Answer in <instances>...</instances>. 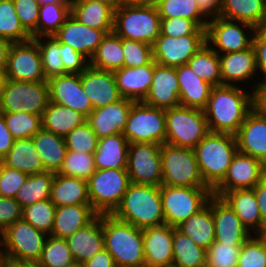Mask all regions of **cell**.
<instances>
[{
	"label": "cell",
	"mask_w": 266,
	"mask_h": 267,
	"mask_svg": "<svg viewBox=\"0 0 266 267\" xmlns=\"http://www.w3.org/2000/svg\"><path fill=\"white\" fill-rule=\"evenodd\" d=\"M73 261L66 239L48 235L38 260L40 265L42 267H65Z\"/></svg>",
	"instance_id": "cell-50"
},
{
	"label": "cell",
	"mask_w": 266,
	"mask_h": 267,
	"mask_svg": "<svg viewBox=\"0 0 266 267\" xmlns=\"http://www.w3.org/2000/svg\"><path fill=\"white\" fill-rule=\"evenodd\" d=\"M255 30L250 24L219 16L208 20L206 43L218 54L243 51L252 46Z\"/></svg>",
	"instance_id": "cell-12"
},
{
	"label": "cell",
	"mask_w": 266,
	"mask_h": 267,
	"mask_svg": "<svg viewBox=\"0 0 266 267\" xmlns=\"http://www.w3.org/2000/svg\"><path fill=\"white\" fill-rule=\"evenodd\" d=\"M174 227L164 224L143 229L146 267H172Z\"/></svg>",
	"instance_id": "cell-24"
},
{
	"label": "cell",
	"mask_w": 266,
	"mask_h": 267,
	"mask_svg": "<svg viewBox=\"0 0 266 267\" xmlns=\"http://www.w3.org/2000/svg\"><path fill=\"white\" fill-rule=\"evenodd\" d=\"M196 3L199 11L207 20L219 17L221 0H196Z\"/></svg>",
	"instance_id": "cell-64"
},
{
	"label": "cell",
	"mask_w": 266,
	"mask_h": 267,
	"mask_svg": "<svg viewBox=\"0 0 266 267\" xmlns=\"http://www.w3.org/2000/svg\"><path fill=\"white\" fill-rule=\"evenodd\" d=\"M262 78V81L260 79L251 85L253 86L251 90L254 92V107L266 114V75Z\"/></svg>",
	"instance_id": "cell-62"
},
{
	"label": "cell",
	"mask_w": 266,
	"mask_h": 267,
	"mask_svg": "<svg viewBox=\"0 0 266 267\" xmlns=\"http://www.w3.org/2000/svg\"><path fill=\"white\" fill-rule=\"evenodd\" d=\"M97 215L91 204L56 207L51 236L66 239L89 224Z\"/></svg>",
	"instance_id": "cell-31"
},
{
	"label": "cell",
	"mask_w": 266,
	"mask_h": 267,
	"mask_svg": "<svg viewBox=\"0 0 266 267\" xmlns=\"http://www.w3.org/2000/svg\"><path fill=\"white\" fill-rule=\"evenodd\" d=\"M22 218V208L14 198L0 197V230Z\"/></svg>",
	"instance_id": "cell-60"
},
{
	"label": "cell",
	"mask_w": 266,
	"mask_h": 267,
	"mask_svg": "<svg viewBox=\"0 0 266 267\" xmlns=\"http://www.w3.org/2000/svg\"><path fill=\"white\" fill-rule=\"evenodd\" d=\"M0 38L11 43L32 39L18 18L13 0H0Z\"/></svg>",
	"instance_id": "cell-44"
},
{
	"label": "cell",
	"mask_w": 266,
	"mask_h": 267,
	"mask_svg": "<svg viewBox=\"0 0 266 267\" xmlns=\"http://www.w3.org/2000/svg\"><path fill=\"white\" fill-rule=\"evenodd\" d=\"M123 67H141L153 60L152 45L122 38Z\"/></svg>",
	"instance_id": "cell-55"
},
{
	"label": "cell",
	"mask_w": 266,
	"mask_h": 267,
	"mask_svg": "<svg viewBox=\"0 0 266 267\" xmlns=\"http://www.w3.org/2000/svg\"><path fill=\"white\" fill-rule=\"evenodd\" d=\"M237 267H266V239L253 234L242 245Z\"/></svg>",
	"instance_id": "cell-52"
},
{
	"label": "cell",
	"mask_w": 266,
	"mask_h": 267,
	"mask_svg": "<svg viewBox=\"0 0 266 267\" xmlns=\"http://www.w3.org/2000/svg\"><path fill=\"white\" fill-rule=\"evenodd\" d=\"M172 267L206 266V249L198 246L191 238L174 227Z\"/></svg>",
	"instance_id": "cell-40"
},
{
	"label": "cell",
	"mask_w": 266,
	"mask_h": 267,
	"mask_svg": "<svg viewBox=\"0 0 266 267\" xmlns=\"http://www.w3.org/2000/svg\"><path fill=\"white\" fill-rule=\"evenodd\" d=\"M27 177L24 172L3 165L0 173V197L15 198Z\"/></svg>",
	"instance_id": "cell-58"
},
{
	"label": "cell",
	"mask_w": 266,
	"mask_h": 267,
	"mask_svg": "<svg viewBox=\"0 0 266 267\" xmlns=\"http://www.w3.org/2000/svg\"><path fill=\"white\" fill-rule=\"evenodd\" d=\"M165 224L178 227L203 209L213 191L209 187L160 186Z\"/></svg>",
	"instance_id": "cell-8"
},
{
	"label": "cell",
	"mask_w": 266,
	"mask_h": 267,
	"mask_svg": "<svg viewBox=\"0 0 266 267\" xmlns=\"http://www.w3.org/2000/svg\"><path fill=\"white\" fill-rule=\"evenodd\" d=\"M104 247L116 267H144L143 229L103 214Z\"/></svg>",
	"instance_id": "cell-3"
},
{
	"label": "cell",
	"mask_w": 266,
	"mask_h": 267,
	"mask_svg": "<svg viewBox=\"0 0 266 267\" xmlns=\"http://www.w3.org/2000/svg\"><path fill=\"white\" fill-rule=\"evenodd\" d=\"M194 151L201 176L213 191L225 178L238 151L235 135L209 132Z\"/></svg>",
	"instance_id": "cell-4"
},
{
	"label": "cell",
	"mask_w": 266,
	"mask_h": 267,
	"mask_svg": "<svg viewBox=\"0 0 266 267\" xmlns=\"http://www.w3.org/2000/svg\"><path fill=\"white\" fill-rule=\"evenodd\" d=\"M177 228L206 250L215 241L214 219L212 209L208 204Z\"/></svg>",
	"instance_id": "cell-39"
},
{
	"label": "cell",
	"mask_w": 266,
	"mask_h": 267,
	"mask_svg": "<svg viewBox=\"0 0 266 267\" xmlns=\"http://www.w3.org/2000/svg\"><path fill=\"white\" fill-rule=\"evenodd\" d=\"M123 63L122 38L114 31L106 34L89 60V65L93 68L112 72L121 69Z\"/></svg>",
	"instance_id": "cell-41"
},
{
	"label": "cell",
	"mask_w": 266,
	"mask_h": 267,
	"mask_svg": "<svg viewBox=\"0 0 266 267\" xmlns=\"http://www.w3.org/2000/svg\"><path fill=\"white\" fill-rule=\"evenodd\" d=\"M64 139L67 150L80 153H94L99 140L87 121L75 127Z\"/></svg>",
	"instance_id": "cell-54"
},
{
	"label": "cell",
	"mask_w": 266,
	"mask_h": 267,
	"mask_svg": "<svg viewBox=\"0 0 266 267\" xmlns=\"http://www.w3.org/2000/svg\"><path fill=\"white\" fill-rule=\"evenodd\" d=\"M81 83L93 110L122 99L112 71L96 69L89 65L81 72Z\"/></svg>",
	"instance_id": "cell-20"
},
{
	"label": "cell",
	"mask_w": 266,
	"mask_h": 267,
	"mask_svg": "<svg viewBox=\"0 0 266 267\" xmlns=\"http://www.w3.org/2000/svg\"><path fill=\"white\" fill-rule=\"evenodd\" d=\"M204 43L206 35H186L179 38L159 35L152 45L153 60L165 67L186 65Z\"/></svg>",
	"instance_id": "cell-16"
},
{
	"label": "cell",
	"mask_w": 266,
	"mask_h": 267,
	"mask_svg": "<svg viewBox=\"0 0 266 267\" xmlns=\"http://www.w3.org/2000/svg\"><path fill=\"white\" fill-rule=\"evenodd\" d=\"M61 60L65 74H80L89 66V60L71 46L61 43Z\"/></svg>",
	"instance_id": "cell-59"
},
{
	"label": "cell",
	"mask_w": 266,
	"mask_h": 267,
	"mask_svg": "<svg viewBox=\"0 0 266 267\" xmlns=\"http://www.w3.org/2000/svg\"><path fill=\"white\" fill-rule=\"evenodd\" d=\"M162 185L208 187L199 170L194 149L168 143L161 147Z\"/></svg>",
	"instance_id": "cell-9"
},
{
	"label": "cell",
	"mask_w": 266,
	"mask_h": 267,
	"mask_svg": "<svg viewBox=\"0 0 266 267\" xmlns=\"http://www.w3.org/2000/svg\"><path fill=\"white\" fill-rule=\"evenodd\" d=\"M2 167H3V160L2 158H0V173H1Z\"/></svg>",
	"instance_id": "cell-77"
},
{
	"label": "cell",
	"mask_w": 266,
	"mask_h": 267,
	"mask_svg": "<svg viewBox=\"0 0 266 267\" xmlns=\"http://www.w3.org/2000/svg\"><path fill=\"white\" fill-rule=\"evenodd\" d=\"M242 245L214 241L206 250V265L208 267H237Z\"/></svg>",
	"instance_id": "cell-53"
},
{
	"label": "cell",
	"mask_w": 266,
	"mask_h": 267,
	"mask_svg": "<svg viewBox=\"0 0 266 267\" xmlns=\"http://www.w3.org/2000/svg\"><path fill=\"white\" fill-rule=\"evenodd\" d=\"M142 102L165 110L180 106L179 84L175 67L154 65L152 84Z\"/></svg>",
	"instance_id": "cell-23"
},
{
	"label": "cell",
	"mask_w": 266,
	"mask_h": 267,
	"mask_svg": "<svg viewBox=\"0 0 266 267\" xmlns=\"http://www.w3.org/2000/svg\"><path fill=\"white\" fill-rule=\"evenodd\" d=\"M39 48L45 78L65 74L64 64L61 60V43L54 36H40L32 38Z\"/></svg>",
	"instance_id": "cell-45"
},
{
	"label": "cell",
	"mask_w": 266,
	"mask_h": 267,
	"mask_svg": "<svg viewBox=\"0 0 266 267\" xmlns=\"http://www.w3.org/2000/svg\"><path fill=\"white\" fill-rule=\"evenodd\" d=\"M129 142L123 133L100 138L94 152L96 169H126Z\"/></svg>",
	"instance_id": "cell-33"
},
{
	"label": "cell",
	"mask_w": 266,
	"mask_h": 267,
	"mask_svg": "<svg viewBox=\"0 0 266 267\" xmlns=\"http://www.w3.org/2000/svg\"><path fill=\"white\" fill-rule=\"evenodd\" d=\"M253 49L255 51L256 67L257 71L266 75V36L259 30L256 29L253 36Z\"/></svg>",
	"instance_id": "cell-61"
},
{
	"label": "cell",
	"mask_w": 266,
	"mask_h": 267,
	"mask_svg": "<svg viewBox=\"0 0 266 267\" xmlns=\"http://www.w3.org/2000/svg\"><path fill=\"white\" fill-rule=\"evenodd\" d=\"M106 34L103 30L79 23L70 15L53 36L90 60Z\"/></svg>",
	"instance_id": "cell-22"
},
{
	"label": "cell",
	"mask_w": 266,
	"mask_h": 267,
	"mask_svg": "<svg viewBox=\"0 0 266 267\" xmlns=\"http://www.w3.org/2000/svg\"><path fill=\"white\" fill-rule=\"evenodd\" d=\"M70 15L88 27L103 30L107 34L113 31L114 10L104 3L94 0H73Z\"/></svg>",
	"instance_id": "cell-32"
},
{
	"label": "cell",
	"mask_w": 266,
	"mask_h": 267,
	"mask_svg": "<svg viewBox=\"0 0 266 267\" xmlns=\"http://www.w3.org/2000/svg\"><path fill=\"white\" fill-rule=\"evenodd\" d=\"M4 259V254H3V240H2V231L0 230V263Z\"/></svg>",
	"instance_id": "cell-73"
},
{
	"label": "cell",
	"mask_w": 266,
	"mask_h": 267,
	"mask_svg": "<svg viewBox=\"0 0 266 267\" xmlns=\"http://www.w3.org/2000/svg\"><path fill=\"white\" fill-rule=\"evenodd\" d=\"M112 215L140 229L164 225L160 187L130 183Z\"/></svg>",
	"instance_id": "cell-2"
},
{
	"label": "cell",
	"mask_w": 266,
	"mask_h": 267,
	"mask_svg": "<svg viewBox=\"0 0 266 267\" xmlns=\"http://www.w3.org/2000/svg\"><path fill=\"white\" fill-rule=\"evenodd\" d=\"M165 109L134 102L123 135L130 143L164 144L166 141Z\"/></svg>",
	"instance_id": "cell-11"
},
{
	"label": "cell",
	"mask_w": 266,
	"mask_h": 267,
	"mask_svg": "<svg viewBox=\"0 0 266 267\" xmlns=\"http://www.w3.org/2000/svg\"><path fill=\"white\" fill-rule=\"evenodd\" d=\"M155 5L161 18L183 17L207 28L208 20L199 11L196 0H157Z\"/></svg>",
	"instance_id": "cell-47"
},
{
	"label": "cell",
	"mask_w": 266,
	"mask_h": 267,
	"mask_svg": "<svg viewBox=\"0 0 266 267\" xmlns=\"http://www.w3.org/2000/svg\"><path fill=\"white\" fill-rule=\"evenodd\" d=\"M9 132L15 139L32 138L42 129V116L28 112H1Z\"/></svg>",
	"instance_id": "cell-48"
},
{
	"label": "cell",
	"mask_w": 266,
	"mask_h": 267,
	"mask_svg": "<svg viewBox=\"0 0 266 267\" xmlns=\"http://www.w3.org/2000/svg\"><path fill=\"white\" fill-rule=\"evenodd\" d=\"M40 5L53 3H71L69 0H38Z\"/></svg>",
	"instance_id": "cell-71"
},
{
	"label": "cell",
	"mask_w": 266,
	"mask_h": 267,
	"mask_svg": "<svg viewBox=\"0 0 266 267\" xmlns=\"http://www.w3.org/2000/svg\"><path fill=\"white\" fill-rule=\"evenodd\" d=\"M180 106L204 110L207 106L212 86L203 81L186 64L176 67Z\"/></svg>",
	"instance_id": "cell-30"
},
{
	"label": "cell",
	"mask_w": 266,
	"mask_h": 267,
	"mask_svg": "<svg viewBox=\"0 0 266 267\" xmlns=\"http://www.w3.org/2000/svg\"><path fill=\"white\" fill-rule=\"evenodd\" d=\"M48 103L47 81L20 82L6 79L0 94V112L22 111L42 116Z\"/></svg>",
	"instance_id": "cell-10"
},
{
	"label": "cell",
	"mask_w": 266,
	"mask_h": 267,
	"mask_svg": "<svg viewBox=\"0 0 266 267\" xmlns=\"http://www.w3.org/2000/svg\"><path fill=\"white\" fill-rule=\"evenodd\" d=\"M49 101L70 107L86 117L92 112V104L83 90L80 74H62L47 80Z\"/></svg>",
	"instance_id": "cell-18"
},
{
	"label": "cell",
	"mask_w": 266,
	"mask_h": 267,
	"mask_svg": "<svg viewBox=\"0 0 266 267\" xmlns=\"http://www.w3.org/2000/svg\"><path fill=\"white\" fill-rule=\"evenodd\" d=\"M87 183L91 207L102 215L117 209L131 182L126 169H97Z\"/></svg>",
	"instance_id": "cell-6"
},
{
	"label": "cell",
	"mask_w": 266,
	"mask_h": 267,
	"mask_svg": "<svg viewBox=\"0 0 266 267\" xmlns=\"http://www.w3.org/2000/svg\"><path fill=\"white\" fill-rule=\"evenodd\" d=\"M264 237H265V239H266V229H265V231H264V233L262 234Z\"/></svg>",
	"instance_id": "cell-78"
},
{
	"label": "cell",
	"mask_w": 266,
	"mask_h": 267,
	"mask_svg": "<svg viewBox=\"0 0 266 267\" xmlns=\"http://www.w3.org/2000/svg\"><path fill=\"white\" fill-rule=\"evenodd\" d=\"M266 0H221L223 18L244 22L258 29L265 14Z\"/></svg>",
	"instance_id": "cell-38"
},
{
	"label": "cell",
	"mask_w": 266,
	"mask_h": 267,
	"mask_svg": "<svg viewBox=\"0 0 266 267\" xmlns=\"http://www.w3.org/2000/svg\"><path fill=\"white\" fill-rule=\"evenodd\" d=\"M18 18L24 29L32 36L37 37L40 3L38 0H13Z\"/></svg>",
	"instance_id": "cell-57"
},
{
	"label": "cell",
	"mask_w": 266,
	"mask_h": 267,
	"mask_svg": "<svg viewBox=\"0 0 266 267\" xmlns=\"http://www.w3.org/2000/svg\"><path fill=\"white\" fill-rule=\"evenodd\" d=\"M83 264L84 267H116L112 255L105 248Z\"/></svg>",
	"instance_id": "cell-66"
},
{
	"label": "cell",
	"mask_w": 266,
	"mask_h": 267,
	"mask_svg": "<svg viewBox=\"0 0 266 267\" xmlns=\"http://www.w3.org/2000/svg\"><path fill=\"white\" fill-rule=\"evenodd\" d=\"M254 191L259 212L266 225V175L252 188Z\"/></svg>",
	"instance_id": "cell-65"
},
{
	"label": "cell",
	"mask_w": 266,
	"mask_h": 267,
	"mask_svg": "<svg viewBox=\"0 0 266 267\" xmlns=\"http://www.w3.org/2000/svg\"><path fill=\"white\" fill-rule=\"evenodd\" d=\"M50 201L56 207L91 204L87 180L55 173L51 186Z\"/></svg>",
	"instance_id": "cell-34"
},
{
	"label": "cell",
	"mask_w": 266,
	"mask_h": 267,
	"mask_svg": "<svg viewBox=\"0 0 266 267\" xmlns=\"http://www.w3.org/2000/svg\"><path fill=\"white\" fill-rule=\"evenodd\" d=\"M86 121L87 117L82 113L49 101L42 115V129L65 137Z\"/></svg>",
	"instance_id": "cell-37"
},
{
	"label": "cell",
	"mask_w": 266,
	"mask_h": 267,
	"mask_svg": "<svg viewBox=\"0 0 266 267\" xmlns=\"http://www.w3.org/2000/svg\"><path fill=\"white\" fill-rule=\"evenodd\" d=\"M0 267H42L38 261H21L13 258H6L0 263Z\"/></svg>",
	"instance_id": "cell-67"
},
{
	"label": "cell",
	"mask_w": 266,
	"mask_h": 267,
	"mask_svg": "<svg viewBox=\"0 0 266 267\" xmlns=\"http://www.w3.org/2000/svg\"><path fill=\"white\" fill-rule=\"evenodd\" d=\"M187 65L212 87L222 85L219 54L204 43Z\"/></svg>",
	"instance_id": "cell-42"
},
{
	"label": "cell",
	"mask_w": 266,
	"mask_h": 267,
	"mask_svg": "<svg viewBox=\"0 0 266 267\" xmlns=\"http://www.w3.org/2000/svg\"><path fill=\"white\" fill-rule=\"evenodd\" d=\"M219 60L222 85L248 84L254 76L261 74L257 71L253 46L243 51L219 54Z\"/></svg>",
	"instance_id": "cell-26"
},
{
	"label": "cell",
	"mask_w": 266,
	"mask_h": 267,
	"mask_svg": "<svg viewBox=\"0 0 266 267\" xmlns=\"http://www.w3.org/2000/svg\"><path fill=\"white\" fill-rule=\"evenodd\" d=\"M15 138L9 132L4 115L0 112V158H3L13 146Z\"/></svg>",
	"instance_id": "cell-63"
},
{
	"label": "cell",
	"mask_w": 266,
	"mask_h": 267,
	"mask_svg": "<svg viewBox=\"0 0 266 267\" xmlns=\"http://www.w3.org/2000/svg\"><path fill=\"white\" fill-rule=\"evenodd\" d=\"M71 3L40 5L37 37L53 36L70 16Z\"/></svg>",
	"instance_id": "cell-46"
},
{
	"label": "cell",
	"mask_w": 266,
	"mask_h": 267,
	"mask_svg": "<svg viewBox=\"0 0 266 267\" xmlns=\"http://www.w3.org/2000/svg\"><path fill=\"white\" fill-rule=\"evenodd\" d=\"M47 237L46 233L21 218L2 232L4 257L21 261H38Z\"/></svg>",
	"instance_id": "cell-13"
},
{
	"label": "cell",
	"mask_w": 266,
	"mask_h": 267,
	"mask_svg": "<svg viewBox=\"0 0 266 267\" xmlns=\"http://www.w3.org/2000/svg\"><path fill=\"white\" fill-rule=\"evenodd\" d=\"M160 35L177 38L186 35H206V29L201 28L194 20L183 17L161 18Z\"/></svg>",
	"instance_id": "cell-56"
},
{
	"label": "cell",
	"mask_w": 266,
	"mask_h": 267,
	"mask_svg": "<svg viewBox=\"0 0 266 267\" xmlns=\"http://www.w3.org/2000/svg\"><path fill=\"white\" fill-rule=\"evenodd\" d=\"M161 144L130 143L127 159V173L131 183L161 186Z\"/></svg>",
	"instance_id": "cell-14"
},
{
	"label": "cell",
	"mask_w": 266,
	"mask_h": 267,
	"mask_svg": "<svg viewBox=\"0 0 266 267\" xmlns=\"http://www.w3.org/2000/svg\"><path fill=\"white\" fill-rule=\"evenodd\" d=\"M127 5H152L156 4V0H121Z\"/></svg>",
	"instance_id": "cell-69"
},
{
	"label": "cell",
	"mask_w": 266,
	"mask_h": 267,
	"mask_svg": "<svg viewBox=\"0 0 266 267\" xmlns=\"http://www.w3.org/2000/svg\"><path fill=\"white\" fill-rule=\"evenodd\" d=\"M3 165L27 175L46 172L33 138L15 139L9 152L2 158Z\"/></svg>",
	"instance_id": "cell-35"
},
{
	"label": "cell",
	"mask_w": 266,
	"mask_h": 267,
	"mask_svg": "<svg viewBox=\"0 0 266 267\" xmlns=\"http://www.w3.org/2000/svg\"><path fill=\"white\" fill-rule=\"evenodd\" d=\"M134 102L131 99L122 98L113 104L92 110L87 117V122L99 139L123 133Z\"/></svg>",
	"instance_id": "cell-25"
},
{
	"label": "cell",
	"mask_w": 266,
	"mask_h": 267,
	"mask_svg": "<svg viewBox=\"0 0 266 267\" xmlns=\"http://www.w3.org/2000/svg\"><path fill=\"white\" fill-rule=\"evenodd\" d=\"M65 267H84V264L78 261H73L70 264L66 265Z\"/></svg>",
	"instance_id": "cell-74"
},
{
	"label": "cell",
	"mask_w": 266,
	"mask_h": 267,
	"mask_svg": "<svg viewBox=\"0 0 266 267\" xmlns=\"http://www.w3.org/2000/svg\"><path fill=\"white\" fill-rule=\"evenodd\" d=\"M54 176L55 173L53 172L28 175L14 199L20 204L21 208L38 201L50 199Z\"/></svg>",
	"instance_id": "cell-43"
},
{
	"label": "cell",
	"mask_w": 266,
	"mask_h": 267,
	"mask_svg": "<svg viewBox=\"0 0 266 267\" xmlns=\"http://www.w3.org/2000/svg\"><path fill=\"white\" fill-rule=\"evenodd\" d=\"M258 29L266 36V23H262Z\"/></svg>",
	"instance_id": "cell-75"
},
{
	"label": "cell",
	"mask_w": 266,
	"mask_h": 267,
	"mask_svg": "<svg viewBox=\"0 0 266 267\" xmlns=\"http://www.w3.org/2000/svg\"><path fill=\"white\" fill-rule=\"evenodd\" d=\"M74 261L85 263L104 249L103 214L66 238Z\"/></svg>",
	"instance_id": "cell-27"
},
{
	"label": "cell",
	"mask_w": 266,
	"mask_h": 267,
	"mask_svg": "<svg viewBox=\"0 0 266 267\" xmlns=\"http://www.w3.org/2000/svg\"><path fill=\"white\" fill-rule=\"evenodd\" d=\"M238 151L266 165V114L255 107L235 134Z\"/></svg>",
	"instance_id": "cell-21"
},
{
	"label": "cell",
	"mask_w": 266,
	"mask_h": 267,
	"mask_svg": "<svg viewBox=\"0 0 266 267\" xmlns=\"http://www.w3.org/2000/svg\"><path fill=\"white\" fill-rule=\"evenodd\" d=\"M55 211L56 206L46 199L22 208V218L36 229L51 235Z\"/></svg>",
	"instance_id": "cell-49"
},
{
	"label": "cell",
	"mask_w": 266,
	"mask_h": 267,
	"mask_svg": "<svg viewBox=\"0 0 266 267\" xmlns=\"http://www.w3.org/2000/svg\"><path fill=\"white\" fill-rule=\"evenodd\" d=\"M207 204L212 209L215 241L225 244H244L252 235L222 197L212 195Z\"/></svg>",
	"instance_id": "cell-19"
},
{
	"label": "cell",
	"mask_w": 266,
	"mask_h": 267,
	"mask_svg": "<svg viewBox=\"0 0 266 267\" xmlns=\"http://www.w3.org/2000/svg\"><path fill=\"white\" fill-rule=\"evenodd\" d=\"M96 170L94 153H80L67 150L58 174L88 180Z\"/></svg>",
	"instance_id": "cell-51"
},
{
	"label": "cell",
	"mask_w": 266,
	"mask_h": 267,
	"mask_svg": "<svg viewBox=\"0 0 266 267\" xmlns=\"http://www.w3.org/2000/svg\"><path fill=\"white\" fill-rule=\"evenodd\" d=\"M5 74L6 79L14 81H47L43 73L40 51L33 39L11 44Z\"/></svg>",
	"instance_id": "cell-15"
},
{
	"label": "cell",
	"mask_w": 266,
	"mask_h": 267,
	"mask_svg": "<svg viewBox=\"0 0 266 267\" xmlns=\"http://www.w3.org/2000/svg\"><path fill=\"white\" fill-rule=\"evenodd\" d=\"M240 218L242 224L252 234H263L266 225L259 212L257 200L252 189H235L221 196Z\"/></svg>",
	"instance_id": "cell-29"
},
{
	"label": "cell",
	"mask_w": 266,
	"mask_h": 267,
	"mask_svg": "<svg viewBox=\"0 0 266 267\" xmlns=\"http://www.w3.org/2000/svg\"><path fill=\"white\" fill-rule=\"evenodd\" d=\"M266 175V165L260 160L243 154H235L223 181L213 190L221 197L235 189H252Z\"/></svg>",
	"instance_id": "cell-17"
},
{
	"label": "cell",
	"mask_w": 266,
	"mask_h": 267,
	"mask_svg": "<svg viewBox=\"0 0 266 267\" xmlns=\"http://www.w3.org/2000/svg\"><path fill=\"white\" fill-rule=\"evenodd\" d=\"M161 17L157 6L122 3L114 11L113 31L121 38L150 45L160 35Z\"/></svg>",
	"instance_id": "cell-5"
},
{
	"label": "cell",
	"mask_w": 266,
	"mask_h": 267,
	"mask_svg": "<svg viewBox=\"0 0 266 267\" xmlns=\"http://www.w3.org/2000/svg\"><path fill=\"white\" fill-rule=\"evenodd\" d=\"M11 42L0 38V70H6Z\"/></svg>",
	"instance_id": "cell-68"
},
{
	"label": "cell",
	"mask_w": 266,
	"mask_h": 267,
	"mask_svg": "<svg viewBox=\"0 0 266 267\" xmlns=\"http://www.w3.org/2000/svg\"><path fill=\"white\" fill-rule=\"evenodd\" d=\"M262 23H266V4H265V14Z\"/></svg>",
	"instance_id": "cell-76"
},
{
	"label": "cell",
	"mask_w": 266,
	"mask_h": 267,
	"mask_svg": "<svg viewBox=\"0 0 266 267\" xmlns=\"http://www.w3.org/2000/svg\"><path fill=\"white\" fill-rule=\"evenodd\" d=\"M101 3H104L108 6H110L114 11L115 9L122 4L121 0H94Z\"/></svg>",
	"instance_id": "cell-70"
},
{
	"label": "cell",
	"mask_w": 266,
	"mask_h": 267,
	"mask_svg": "<svg viewBox=\"0 0 266 267\" xmlns=\"http://www.w3.org/2000/svg\"><path fill=\"white\" fill-rule=\"evenodd\" d=\"M155 61L141 67H122L115 70L117 87L122 98L143 101L152 84Z\"/></svg>",
	"instance_id": "cell-28"
},
{
	"label": "cell",
	"mask_w": 266,
	"mask_h": 267,
	"mask_svg": "<svg viewBox=\"0 0 266 267\" xmlns=\"http://www.w3.org/2000/svg\"><path fill=\"white\" fill-rule=\"evenodd\" d=\"M253 108V91L218 85L212 87L204 113L210 132L235 135Z\"/></svg>",
	"instance_id": "cell-1"
},
{
	"label": "cell",
	"mask_w": 266,
	"mask_h": 267,
	"mask_svg": "<svg viewBox=\"0 0 266 267\" xmlns=\"http://www.w3.org/2000/svg\"><path fill=\"white\" fill-rule=\"evenodd\" d=\"M165 143L192 148L210 132L204 110L184 106L165 110Z\"/></svg>",
	"instance_id": "cell-7"
},
{
	"label": "cell",
	"mask_w": 266,
	"mask_h": 267,
	"mask_svg": "<svg viewBox=\"0 0 266 267\" xmlns=\"http://www.w3.org/2000/svg\"><path fill=\"white\" fill-rule=\"evenodd\" d=\"M32 138L45 171L58 173L67 152L64 137L41 129Z\"/></svg>",
	"instance_id": "cell-36"
},
{
	"label": "cell",
	"mask_w": 266,
	"mask_h": 267,
	"mask_svg": "<svg viewBox=\"0 0 266 267\" xmlns=\"http://www.w3.org/2000/svg\"><path fill=\"white\" fill-rule=\"evenodd\" d=\"M5 82H6L5 70H0V94H1V90H2Z\"/></svg>",
	"instance_id": "cell-72"
}]
</instances>
